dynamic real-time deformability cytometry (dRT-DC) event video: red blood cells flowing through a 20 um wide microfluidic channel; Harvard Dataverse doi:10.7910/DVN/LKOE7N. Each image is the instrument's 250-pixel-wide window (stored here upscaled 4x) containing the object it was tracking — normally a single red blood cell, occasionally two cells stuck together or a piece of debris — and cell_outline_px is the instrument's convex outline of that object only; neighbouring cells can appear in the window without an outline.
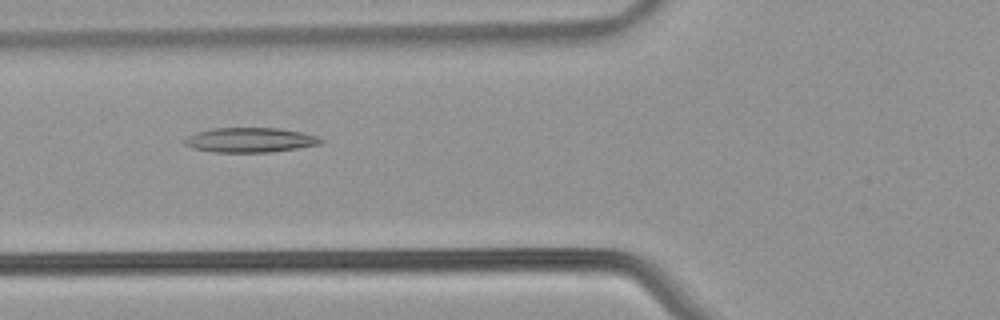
{"species": "common noctule bat (a hibernating species)", "species_latin": "Nyctalus noctula", "temperature_condition": "warm", "stored_images_in_passage": 54, "camera_frame_rate_fps": 3000, "um_per_image_px": 0.085, "animal": {"sex": "male", "body_mass_g": 21.5, "forearm_length_mm": 52.0}, "frame": {"image": 1, "passage_image": 21, "time_ms": 6.667, "image_size_px": [1000, 320], "cell_outline_px": [[324, 140], [320, 144], [296, 148], [268, 152], [212, 152], [192, 148], [184, 144], [184, 140], [188, 136], [196, 132], [212, 128], [276, 128], [304, 132], [316, 136]], "centroid_in_image_um": [21.23, 11.89], "position_along_channel_um": 104.6, "area_um2": 19.54}}
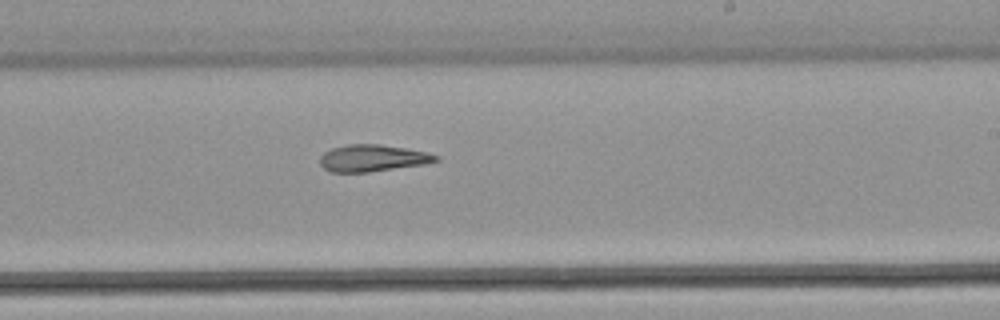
{"frame": {"image": 2, "passage_image": 33, "time_ms": 10.667, "image_size_px": [1000, 320], "cell_outline_px": [[440, 160], [424, 164], [368, 172], [332, 172], [324, 168], [320, 164], [320, 156], [324, 152], [332, 148], [348, 144], [380, 144], [404, 148], [424, 152], [440, 156]], "centroid_in_image_um": [31.65, 13.44], "position_along_channel_um": 257.3, "area_um2": 17.98}}
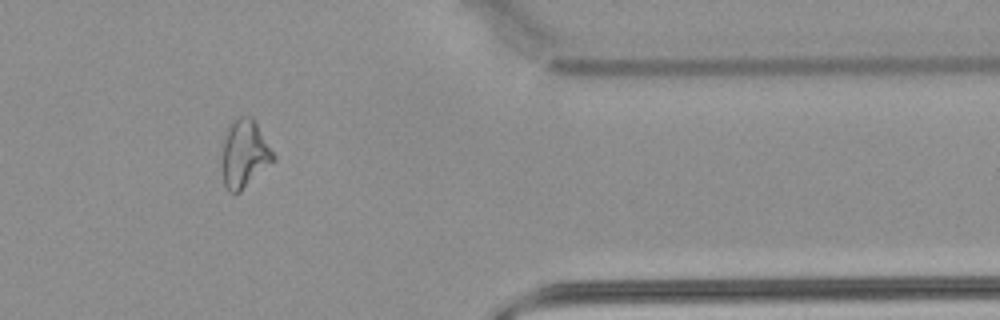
{"frame": {"image": 3, "passage_image": 45, "time_ms": 14.667, "image_size_px": [1000, 320], "cell_outline_px": [[276, 160], [240, 192], [228, 192], [224, 184], [224, 132], [228, 124], [232, 120], [240, 116], [252, 116], [276, 156]], "centroid_in_image_um": [20.81, 13.04], "position_along_channel_um": 390.6, "area_um2": 20.17}}